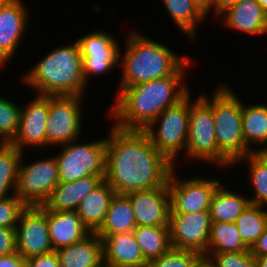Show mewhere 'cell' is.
Segmentation results:
<instances>
[{
    "mask_svg": "<svg viewBox=\"0 0 267 267\" xmlns=\"http://www.w3.org/2000/svg\"><path fill=\"white\" fill-rule=\"evenodd\" d=\"M109 132L104 180L116 194L149 190L168 182L174 165L144 131L121 130L112 125Z\"/></svg>",
    "mask_w": 267,
    "mask_h": 267,
    "instance_id": "cell-1",
    "label": "cell"
},
{
    "mask_svg": "<svg viewBox=\"0 0 267 267\" xmlns=\"http://www.w3.org/2000/svg\"><path fill=\"white\" fill-rule=\"evenodd\" d=\"M191 65L189 59L174 75L119 88L107 113L113 125L121 130L146 129L166 108L177 105L190 93L184 78Z\"/></svg>",
    "mask_w": 267,
    "mask_h": 267,
    "instance_id": "cell-2",
    "label": "cell"
},
{
    "mask_svg": "<svg viewBox=\"0 0 267 267\" xmlns=\"http://www.w3.org/2000/svg\"><path fill=\"white\" fill-rule=\"evenodd\" d=\"M22 78L25 86L40 95L83 97L89 87L83 76L82 54L77 40L55 47Z\"/></svg>",
    "mask_w": 267,
    "mask_h": 267,
    "instance_id": "cell-3",
    "label": "cell"
},
{
    "mask_svg": "<svg viewBox=\"0 0 267 267\" xmlns=\"http://www.w3.org/2000/svg\"><path fill=\"white\" fill-rule=\"evenodd\" d=\"M124 54L119 50L121 80L118 88H128L140 83L174 75L188 60L167 45L133 30L126 38ZM187 57V58H186Z\"/></svg>",
    "mask_w": 267,
    "mask_h": 267,
    "instance_id": "cell-4",
    "label": "cell"
},
{
    "mask_svg": "<svg viewBox=\"0 0 267 267\" xmlns=\"http://www.w3.org/2000/svg\"><path fill=\"white\" fill-rule=\"evenodd\" d=\"M221 84V85H220ZM217 84L211 98L218 149L234 164L252 151L245 145L242 131L241 98L228 84Z\"/></svg>",
    "mask_w": 267,
    "mask_h": 267,
    "instance_id": "cell-5",
    "label": "cell"
},
{
    "mask_svg": "<svg viewBox=\"0 0 267 267\" xmlns=\"http://www.w3.org/2000/svg\"><path fill=\"white\" fill-rule=\"evenodd\" d=\"M210 98L200 94L192 100L190 93L189 134L183 156L203 163L207 161L229 171L233 163L217 147Z\"/></svg>",
    "mask_w": 267,
    "mask_h": 267,
    "instance_id": "cell-6",
    "label": "cell"
},
{
    "mask_svg": "<svg viewBox=\"0 0 267 267\" xmlns=\"http://www.w3.org/2000/svg\"><path fill=\"white\" fill-rule=\"evenodd\" d=\"M190 93L177 105L166 108L143 131L150 138L153 146L173 165L185 152L189 134ZM157 126V128H156ZM156 128V129H155Z\"/></svg>",
    "mask_w": 267,
    "mask_h": 267,
    "instance_id": "cell-7",
    "label": "cell"
},
{
    "mask_svg": "<svg viewBox=\"0 0 267 267\" xmlns=\"http://www.w3.org/2000/svg\"><path fill=\"white\" fill-rule=\"evenodd\" d=\"M81 139L58 146L61 151L54 155L59 182H73L88 176H105L106 137L79 142ZM79 143V144H78Z\"/></svg>",
    "mask_w": 267,
    "mask_h": 267,
    "instance_id": "cell-8",
    "label": "cell"
},
{
    "mask_svg": "<svg viewBox=\"0 0 267 267\" xmlns=\"http://www.w3.org/2000/svg\"><path fill=\"white\" fill-rule=\"evenodd\" d=\"M21 159L15 194L26 206H42L59 184V170L53 156L23 163Z\"/></svg>",
    "mask_w": 267,
    "mask_h": 267,
    "instance_id": "cell-9",
    "label": "cell"
},
{
    "mask_svg": "<svg viewBox=\"0 0 267 267\" xmlns=\"http://www.w3.org/2000/svg\"><path fill=\"white\" fill-rule=\"evenodd\" d=\"M82 96H49L46 147L60 146L82 137Z\"/></svg>",
    "mask_w": 267,
    "mask_h": 267,
    "instance_id": "cell-10",
    "label": "cell"
},
{
    "mask_svg": "<svg viewBox=\"0 0 267 267\" xmlns=\"http://www.w3.org/2000/svg\"><path fill=\"white\" fill-rule=\"evenodd\" d=\"M174 167L168 178L170 214L193 213L209 210L212 196L222 183L219 179L192 176L181 179ZM179 178V179H178Z\"/></svg>",
    "mask_w": 267,
    "mask_h": 267,
    "instance_id": "cell-11",
    "label": "cell"
},
{
    "mask_svg": "<svg viewBox=\"0 0 267 267\" xmlns=\"http://www.w3.org/2000/svg\"><path fill=\"white\" fill-rule=\"evenodd\" d=\"M16 252L23 258L45 255L54 251L47 223V209L27 206L15 227Z\"/></svg>",
    "mask_w": 267,
    "mask_h": 267,
    "instance_id": "cell-12",
    "label": "cell"
},
{
    "mask_svg": "<svg viewBox=\"0 0 267 267\" xmlns=\"http://www.w3.org/2000/svg\"><path fill=\"white\" fill-rule=\"evenodd\" d=\"M83 63V76L89 85L92 75L102 76L118 66L120 44L109 32L93 30L77 39Z\"/></svg>",
    "mask_w": 267,
    "mask_h": 267,
    "instance_id": "cell-13",
    "label": "cell"
},
{
    "mask_svg": "<svg viewBox=\"0 0 267 267\" xmlns=\"http://www.w3.org/2000/svg\"><path fill=\"white\" fill-rule=\"evenodd\" d=\"M211 222L210 210L169 214V232L172 248L206 255Z\"/></svg>",
    "mask_w": 267,
    "mask_h": 267,
    "instance_id": "cell-14",
    "label": "cell"
},
{
    "mask_svg": "<svg viewBox=\"0 0 267 267\" xmlns=\"http://www.w3.org/2000/svg\"><path fill=\"white\" fill-rule=\"evenodd\" d=\"M49 114V96L36 94L27 105L22 104L19 130L10 143L20 151L26 148H46V125ZM26 147V148H25Z\"/></svg>",
    "mask_w": 267,
    "mask_h": 267,
    "instance_id": "cell-15",
    "label": "cell"
},
{
    "mask_svg": "<svg viewBox=\"0 0 267 267\" xmlns=\"http://www.w3.org/2000/svg\"><path fill=\"white\" fill-rule=\"evenodd\" d=\"M29 10L22 0H5L0 6V69L13 58L29 28Z\"/></svg>",
    "mask_w": 267,
    "mask_h": 267,
    "instance_id": "cell-16",
    "label": "cell"
},
{
    "mask_svg": "<svg viewBox=\"0 0 267 267\" xmlns=\"http://www.w3.org/2000/svg\"><path fill=\"white\" fill-rule=\"evenodd\" d=\"M137 226H169L170 192L162 187L127 194Z\"/></svg>",
    "mask_w": 267,
    "mask_h": 267,
    "instance_id": "cell-17",
    "label": "cell"
},
{
    "mask_svg": "<svg viewBox=\"0 0 267 267\" xmlns=\"http://www.w3.org/2000/svg\"><path fill=\"white\" fill-rule=\"evenodd\" d=\"M217 17H221L224 26L242 34H267V14L257 0H239Z\"/></svg>",
    "mask_w": 267,
    "mask_h": 267,
    "instance_id": "cell-18",
    "label": "cell"
},
{
    "mask_svg": "<svg viewBox=\"0 0 267 267\" xmlns=\"http://www.w3.org/2000/svg\"><path fill=\"white\" fill-rule=\"evenodd\" d=\"M103 243V262L116 267H147L133 232L99 236Z\"/></svg>",
    "mask_w": 267,
    "mask_h": 267,
    "instance_id": "cell-19",
    "label": "cell"
},
{
    "mask_svg": "<svg viewBox=\"0 0 267 267\" xmlns=\"http://www.w3.org/2000/svg\"><path fill=\"white\" fill-rule=\"evenodd\" d=\"M104 181V176H88L73 182H59L43 206L52 211H76L80 202Z\"/></svg>",
    "mask_w": 267,
    "mask_h": 267,
    "instance_id": "cell-20",
    "label": "cell"
},
{
    "mask_svg": "<svg viewBox=\"0 0 267 267\" xmlns=\"http://www.w3.org/2000/svg\"><path fill=\"white\" fill-rule=\"evenodd\" d=\"M47 223L54 251L81 241L91 233L77 211L57 212L47 209Z\"/></svg>",
    "mask_w": 267,
    "mask_h": 267,
    "instance_id": "cell-21",
    "label": "cell"
},
{
    "mask_svg": "<svg viewBox=\"0 0 267 267\" xmlns=\"http://www.w3.org/2000/svg\"><path fill=\"white\" fill-rule=\"evenodd\" d=\"M60 267H97L103 262V243L95 232L56 250Z\"/></svg>",
    "mask_w": 267,
    "mask_h": 267,
    "instance_id": "cell-22",
    "label": "cell"
},
{
    "mask_svg": "<svg viewBox=\"0 0 267 267\" xmlns=\"http://www.w3.org/2000/svg\"><path fill=\"white\" fill-rule=\"evenodd\" d=\"M115 194L116 192L104 180L80 202L76 211L90 232H96L103 224Z\"/></svg>",
    "mask_w": 267,
    "mask_h": 267,
    "instance_id": "cell-23",
    "label": "cell"
},
{
    "mask_svg": "<svg viewBox=\"0 0 267 267\" xmlns=\"http://www.w3.org/2000/svg\"><path fill=\"white\" fill-rule=\"evenodd\" d=\"M242 131L245 145L252 152H267V104L242 106ZM256 144L261 148H257ZM255 146V148L253 147ZM264 146V147H263Z\"/></svg>",
    "mask_w": 267,
    "mask_h": 267,
    "instance_id": "cell-24",
    "label": "cell"
},
{
    "mask_svg": "<svg viewBox=\"0 0 267 267\" xmlns=\"http://www.w3.org/2000/svg\"><path fill=\"white\" fill-rule=\"evenodd\" d=\"M137 227L133 208L127 195L115 194L101 227L95 232L98 236L133 232Z\"/></svg>",
    "mask_w": 267,
    "mask_h": 267,
    "instance_id": "cell-25",
    "label": "cell"
},
{
    "mask_svg": "<svg viewBox=\"0 0 267 267\" xmlns=\"http://www.w3.org/2000/svg\"><path fill=\"white\" fill-rule=\"evenodd\" d=\"M224 185L222 182L217 187L211 199L209 210L212 222H235L250 204L249 197L236 194Z\"/></svg>",
    "mask_w": 267,
    "mask_h": 267,
    "instance_id": "cell-26",
    "label": "cell"
},
{
    "mask_svg": "<svg viewBox=\"0 0 267 267\" xmlns=\"http://www.w3.org/2000/svg\"><path fill=\"white\" fill-rule=\"evenodd\" d=\"M162 5L174 25L193 42H196L197 26L207 17L198 9L192 0H162Z\"/></svg>",
    "mask_w": 267,
    "mask_h": 267,
    "instance_id": "cell-27",
    "label": "cell"
},
{
    "mask_svg": "<svg viewBox=\"0 0 267 267\" xmlns=\"http://www.w3.org/2000/svg\"><path fill=\"white\" fill-rule=\"evenodd\" d=\"M133 235L147 262L157 259L172 248L169 226H137Z\"/></svg>",
    "mask_w": 267,
    "mask_h": 267,
    "instance_id": "cell-28",
    "label": "cell"
},
{
    "mask_svg": "<svg viewBox=\"0 0 267 267\" xmlns=\"http://www.w3.org/2000/svg\"><path fill=\"white\" fill-rule=\"evenodd\" d=\"M247 164L249 169V185L253 189V195L249 197L250 203L267 207V152H251L240 158L234 164Z\"/></svg>",
    "mask_w": 267,
    "mask_h": 267,
    "instance_id": "cell-29",
    "label": "cell"
},
{
    "mask_svg": "<svg viewBox=\"0 0 267 267\" xmlns=\"http://www.w3.org/2000/svg\"><path fill=\"white\" fill-rule=\"evenodd\" d=\"M249 248L241 240L235 222H211L206 253L241 252Z\"/></svg>",
    "mask_w": 267,
    "mask_h": 267,
    "instance_id": "cell-30",
    "label": "cell"
},
{
    "mask_svg": "<svg viewBox=\"0 0 267 267\" xmlns=\"http://www.w3.org/2000/svg\"><path fill=\"white\" fill-rule=\"evenodd\" d=\"M235 224L241 240L250 249L267 227V207L250 203Z\"/></svg>",
    "mask_w": 267,
    "mask_h": 267,
    "instance_id": "cell-31",
    "label": "cell"
},
{
    "mask_svg": "<svg viewBox=\"0 0 267 267\" xmlns=\"http://www.w3.org/2000/svg\"><path fill=\"white\" fill-rule=\"evenodd\" d=\"M22 104L0 96V143H11L19 130Z\"/></svg>",
    "mask_w": 267,
    "mask_h": 267,
    "instance_id": "cell-32",
    "label": "cell"
},
{
    "mask_svg": "<svg viewBox=\"0 0 267 267\" xmlns=\"http://www.w3.org/2000/svg\"><path fill=\"white\" fill-rule=\"evenodd\" d=\"M200 256L197 252L171 248L162 256L148 262L147 267H193Z\"/></svg>",
    "mask_w": 267,
    "mask_h": 267,
    "instance_id": "cell-33",
    "label": "cell"
},
{
    "mask_svg": "<svg viewBox=\"0 0 267 267\" xmlns=\"http://www.w3.org/2000/svg\"><path fill=\"white\" fill-rule=\"evenodd\" d=\"M24 152L10 143H0V177H18Z\"/></svg>",
    "mask_w": 267,
    "mask_h": 267,
    "instance_id": "cell-34",
    "label": "cell"
},
{
    "mask_svg": "<svg viewBox=\"0 0 267 267\" xmlns=\"http://www.w3.org/2000/svg\"><path fill=\"white\" fill-rule=\"evenodd\" d=\"M217 267H256L255 257L250 249L241 252L206 253Z\"/></svg>",
    "mask_w": 267,
    "mask_h": 267,
    "instance_id": "cell-35",
    "label": "cell"
},
{
    "mask_svg": "<svg viewBox=\"0 0 267 267\" xmlns=\"http://www.w3.org/2000/svg\"><path fill=\"white\" fill-rule=\"evenodd\" d=\"M26 207L16 194L0 199V227L15 228Z\"/></svg>",
    "mask_w": 267,
    "mask_h": 267,
    "instance_id": "cell-36",
    "label": "cell"
},
{
    "mask_svg": "<svg viewBox=\"0 0 267 267\" xmlns=\"http://www.w3.org/2000/svg\"><path fill=\"white\" fill-rule=\"evenodd\" d=\"M16 252L15 228L0 227V256Z\"/></svg>",
    "mask_w": 267,
    "mask_h": 267,
    "instance_id": "cell-37",
    "label": "cell"
},
{
    "mask_svg": "<svg viewBox=\"0 0 267 267\" xmlns=\"http://www.w3.org/2000/svg\"><path fill=\"white\" fill-rule=\"evenodd\" d=\"M27 267H60L56 251L27 259Z\"/></svg>",
    "mask_w": 267,
    "mask_h": 267,
    "instance_id": "cell-38",
    "label": "cell"
},
{
    "mask_svg": "<svg viewBox=\"0 0 267 267\" xmlns=\"http://www.w3.org/2000/svg\"><path fill=\"white\" fill-rule=\"evenodd\" d=\"M0 267H27V259L17 252L0 256Z\"/></svg>",
    "mask_w": 267,
    "mask_h": 267,
    "instance_id": "cell-39",
    "label": "cell"
},
{
    "mask_svg": "<svg viewBox=\"0 0 267 267\" xmlns=\"http://www.w3.org/2000/svg\"><path fill=\"white\" fill-rule=\"evenodd\" d=\"M16 184L17 177H0V199L10 197L15 194ZM10 190H12V193Z\"/></svg>",
    "mask_w": 267,
    "mask_h": 267,
    "instance_id": "cell-40",
    "label": "cell"
},
{
    "mask_svg": "<svg viewBox=\"0 0 267 267\" xmlns=\"http://www.w3.org/2000/svg\"><path fill=\"white\" fill-rule=\"evenodd\" d=\"M253 256L267 255V227L250 248Z\"/></svg>",
    "mask_w": 267,
    "mask_h": 267,
    "instance_id": "cell-41",
    "label": "cell"
},
{
    "mask_svg": "<svg viewBox=\"0 0 267 267\" xmlns=\"http://www.w3.org/2000/svg\"><path fill=\"white\" fill-rule=\"evenodd\" d=\"M194 4L198 7V9L206 16L211 13V10L213 9V15H214V1L213 0H192Z\"/></svg>",
    "mask_w": 267,
    "mask_h": 267,
    "instance_id": "cell-42",
    "label": "cell"
},
{
    "mask_svg": "<svg viewBox=\"0 0 267 267\" xmlns=\"http://www.w3.org/2000/svg\"><path fill=\"white\" fill-rule=\"evenodd\" d=\"M214 1V17L218 16L229 6L235 4L239 0H213Z\"/></svg>",
    "mask_w": 267,
    "mask_h": 267,
    "instance_id": "cell-43",
    "label": "cell"
},
{
    "mask_svg": "<svg viewBox=\"0 0 267 267\" xmlns=\"http://www.w3.org/2000/svg\"><path fill=\"white\" fill-rule=\"evenodd\" d=\"M193 267H217L216 264L212 261L210 257L205 255H201L196 262L194 263Z\"/></svg>",
    "mask_w": 267,
    "mask_h": 267,
    "instance_id": "cell-44",
    "label": "cell"
},
{
    "mask_svg": "<svg viewBox=\"0 0 267 267\" xmlns=\"http://www.w3.org/2000/svg\"><path fill=\"white\" fill-rule=\"evenodd\" d=\"M256 261V267H267V255L254 256Z\"/></svg>",
    "mask_w": 267,
    "mask_h": 267,
    "instance_id": "cell-45",
    "label": "cell"
},
{
    "mask_svg": "<svg viewBox=\"0 0 267 267\" xmlns=\"http://www.w3.org/2000/svg\"><path fill=\"white\" fill-rule=\"evenodd\" d=\"M257 2L262 6L263 11L267 14V0H257Z\"/></svg>",
    "mask_w": 267,
    "mask_h": 267,
    "instance_id": "cell-46",
    "label": "cell"
},
{
    "mask_svg": "<svg viewBox=\"0 0 267 267\" xmlns=\"http://www.w3.org/2000/svg\"><path fill=\"white\" fill-rule=\"evenodd\" d=\"M97 267H116V266H113V265H110V264H107L105 262H102L99 266Z\"/></svg>",
    "mask_w": 267,
    "mask_h": 267,
    "instance_id": "cell-47",
    "label": "cell"
},
{
    "mask_svg": "<svg viewBox=\"0 0 267 267\" xmlns=\"http://www.w3.org/2000/svg\"><path fill=\"white\" fill-rule=\"evenodd\" d=\"M5 0H0V6L4 3Z\"/></svg>",
    "mask_w": 267,
    "mask_h": 267,
    "instance_id": "cell-48",
    "label": "cell"
}]
</instances>
